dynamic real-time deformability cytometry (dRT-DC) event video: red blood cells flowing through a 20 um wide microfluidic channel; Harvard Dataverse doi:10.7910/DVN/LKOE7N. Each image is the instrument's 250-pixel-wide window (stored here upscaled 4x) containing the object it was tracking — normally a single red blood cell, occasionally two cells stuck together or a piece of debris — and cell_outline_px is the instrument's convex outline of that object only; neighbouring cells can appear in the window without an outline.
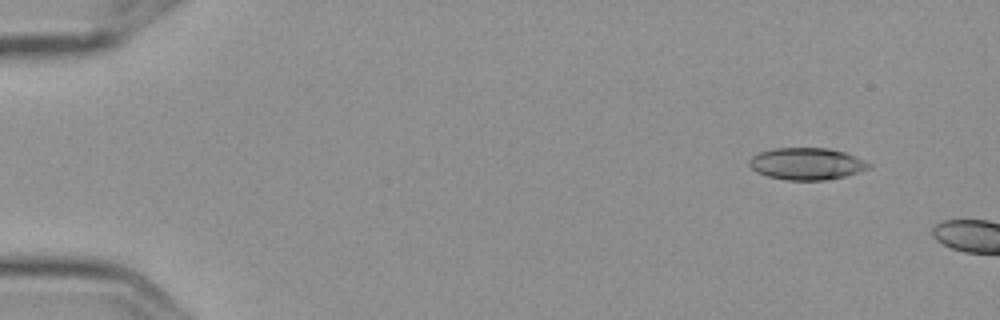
{"species": "Egyptian fruit bat (a non-hibernating species)", "species_latin": "Rousettus aegyptiacus", "temperature_condition": "cold", "stored_images_in_passage": 3, "camera_frame_rate_fps": 3000, "um_per_image_px": 0.085, "frame": {"image": 1, "passage_image": 2, "time_ms": 0.333, "image_size_px": [1000, 320], "cell_outline_px": [[872, 164], [868, 168], [860, 172], [844, 176], [824, 180], [788, 180], [768, 176], [756, 172], [748, 164], [748, 160], [752, 156], [760, 152], [772, 148], [828, 148], [844, 152], [856, 156]], "centroid_in_image_um": [68.56, 13.91], "position_along_channel_um": 16.4, "area_um2": 22.25}}